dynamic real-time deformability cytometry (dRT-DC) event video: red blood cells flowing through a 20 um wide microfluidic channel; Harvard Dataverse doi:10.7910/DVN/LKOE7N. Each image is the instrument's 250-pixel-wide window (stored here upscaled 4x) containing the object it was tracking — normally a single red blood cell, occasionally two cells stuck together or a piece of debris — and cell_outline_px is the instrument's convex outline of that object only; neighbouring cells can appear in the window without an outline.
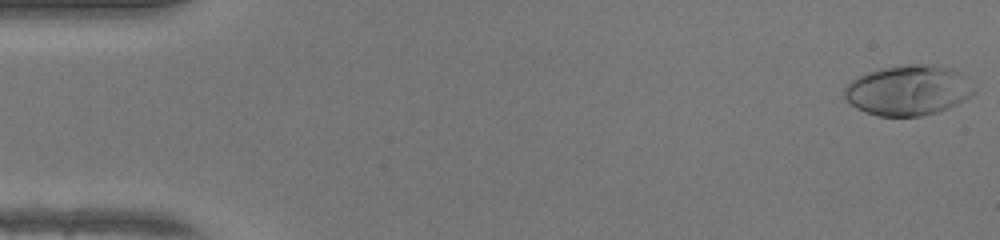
{"species": "human", "species_latin": "Homo sapiens", "temperature_condition": "warm", "stored_images_in_passage": 49, "camera_frame_rate_fps": 3000, "um_per_image_px": 0.085, "donor": {"sex": "female"}, "frame": {"image": 1, "passage_image": 1, "time_ms": 0.0, "image_size_px": [1000, 240], "cell_outline_px": [[976, 92], [972, 96], [948, 108], [936, 112], [920, 116], [880, 116], [864, 112], [856, 108], [844, 96], [844, 88], [852, 80], [868, 72], [884, 68], [908, 64], [936, 64], [952, 68]], "centroid_in_image_um": [77.17, 7.68], "position_along_channel_um": 7.8, "area_um2": 37.4}}
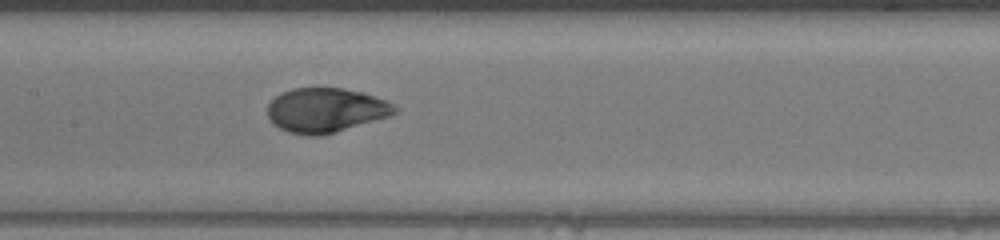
{"frame": {"image": 2, "passage_image": 24, "time_ms": 7.667, "image_size_px": [1000, 240], "cell_outline_px": [[400, 108], [396, 112], [388, 116], [320, 136], [308, 136], [288, 132], [280, 128], [268, 116], [268, 104], [280, 92], [292, 88], [344, 88], [364, 92], [384, 100]], "centroid_in_image_um": [27.67, 9.35], "position_along_channel_um": 179.7, "area_um2": 32.66}}
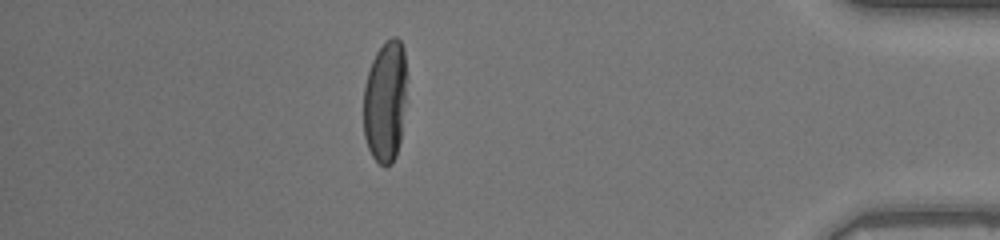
{"frame": {"image": 3, "passage_image": 43, "time_ms": 14.0, "image_size_px": [1000, 240], "cell_outline_px": [[408, 76], [400, 140], [396, 156], [392, 164], [384, 168], [372, 156], [368, 148], [364, 136], [364, 88], [368, 72], [372, 60], [376, 52], [392, 36], [396, 36], [400, 40], [404, 48]], "centroid_in_image_um": [32.77, 8.61], "position_along_channel_um": 402.4, "area_um2": 31.15}, "authors_computed_cell_mechanics": {"area_um2": 33.235, "velocity_mm_per_s": 4.2383, "shape_relaxation_time_tau1_ms": 3.3927, "shape_relaxation_time_tau2_ms": 0.6276, "deformation_change_tau1": 0.213, "deformation_change_tau2": 0.0407}}